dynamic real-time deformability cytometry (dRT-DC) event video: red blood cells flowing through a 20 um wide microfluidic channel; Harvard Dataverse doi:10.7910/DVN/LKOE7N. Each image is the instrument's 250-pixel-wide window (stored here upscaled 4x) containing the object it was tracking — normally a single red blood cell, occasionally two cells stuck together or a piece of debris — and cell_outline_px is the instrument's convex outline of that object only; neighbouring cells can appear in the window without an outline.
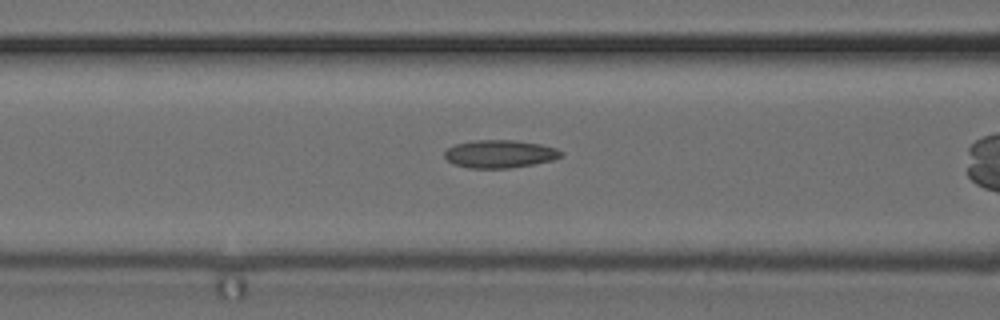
{"species": "common noctule bat (a hibernating species)", "species_latin": "Nyctalus noctula", "temperature_condition": "cold", "stored_images_in_passage": 36, "camera_frame_rate_fps": 3000, "um_per_image_px": 0.085, "animal": {"sex": "female", "body_mass_g": 24.6, "forearm_length_mm": 56.2}, "frame": {"image": 1, "passage_image": 17, "time_ms": 5.333, "image_size_px": [1000, 320], "cell_outline_px": [[564, 156], [552, 160], [532, 164], [508, 168], [468, 168], [452, 164], [444, 156], [444, 152], [448, 148], [456, 144], [472, 140], [516, 140], [540, 144], [556, 148], [564, 152]], "centroid_in_image_um": [42.48, 13.08], "position_along_channel_um": 124.1, "area_um2": 19.02}}
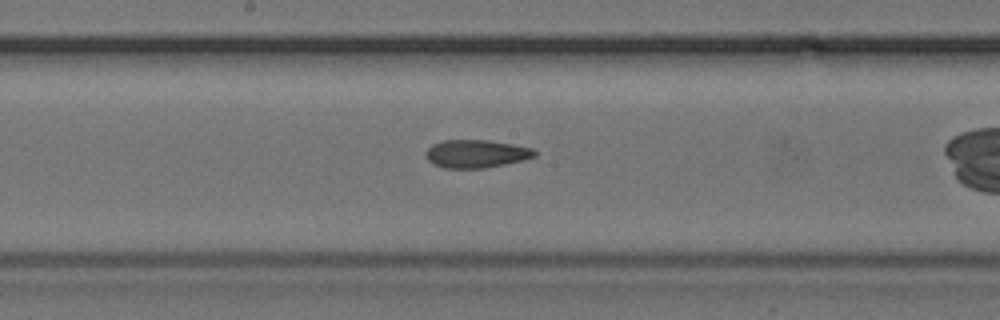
{"frame": {"image": 2, "passage_image": 23, "time_ms": 7.333, "image_size_px": [1000, 320], "cell_outline_px": [[536, 156], [524, 160], [484, 168], [444, 168], [432, 164], [424, 156], [424, 152], [432, 144], [444, 140], [488, 140], [512, 144], [532, 148], [536, 152]], "centroid_in_image_um": [40.44, 13.07], "position_along_channel_um": 207.8, "area_um2": 17.86}}
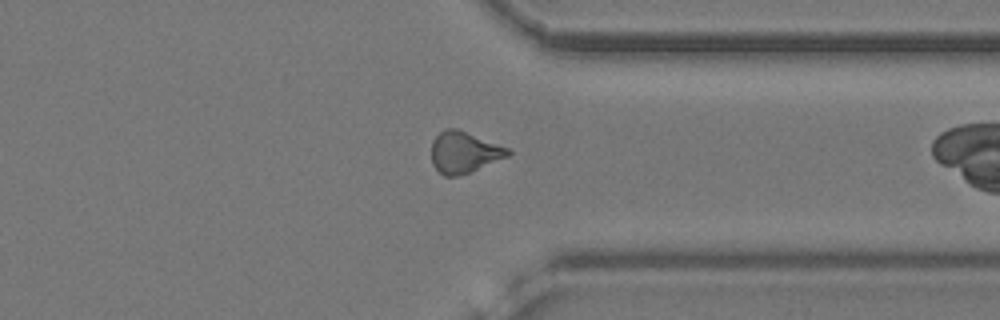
{"frame": {"image": 3, "passage_image": 35, "time_ms": 11.333, "image_size_px": [1000, 320], "cell_outline_px": [[512, 152], [508, 156], [468, 172], [456, 176], [444, 176], [432, 164], [432, 140], [444, 128], [456, 128], [508, 148]], "centroid_in_image_um": [39.41, 12.93], "position_along_channel_um": 372.0, "area_um2": 18.03}}